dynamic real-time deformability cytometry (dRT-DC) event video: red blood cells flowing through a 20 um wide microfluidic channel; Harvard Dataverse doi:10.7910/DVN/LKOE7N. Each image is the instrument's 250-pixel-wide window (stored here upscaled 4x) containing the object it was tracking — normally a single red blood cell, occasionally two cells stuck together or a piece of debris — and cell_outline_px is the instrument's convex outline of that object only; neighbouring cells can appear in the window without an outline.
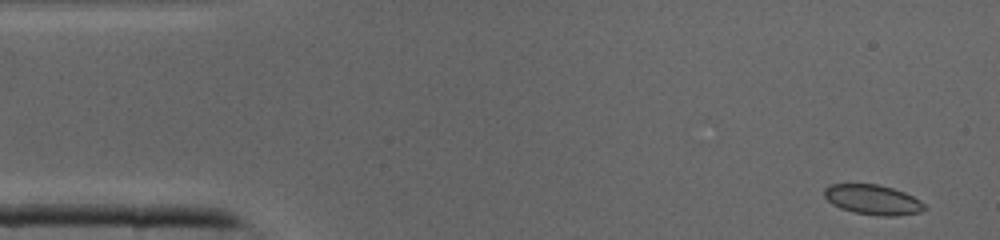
{"species": "common noctule bat (a hibernating species)", "species_latin": "Nyctalus noctula", "temperature_condition": "cold", "stored_images_in_passage": 9, "camera_frame_rate_fps": 3000, "um_per_image_px": 0.085, "animal": {"sex": "male", "body_mass_g": 19.0, "forearm_length_mm": 50.8}, "frame": {"image": 1, "passage_image": 1, "time_ms": 0.0, "image_size_px": [1000, 240], "cell_outline_px": [[928, 208], [920, 212], [896, 216], [880, 216], [856, 212], [840, 208], [832, 204], [824, 196], [824, 188], [832, 184], [876, 184], [892, 188], [904, 192], [920, 200]], "centroid_in_image_um": [74.2, 16.98], "position_along_channel_um": 10.8, "area_um2": 17.4}}